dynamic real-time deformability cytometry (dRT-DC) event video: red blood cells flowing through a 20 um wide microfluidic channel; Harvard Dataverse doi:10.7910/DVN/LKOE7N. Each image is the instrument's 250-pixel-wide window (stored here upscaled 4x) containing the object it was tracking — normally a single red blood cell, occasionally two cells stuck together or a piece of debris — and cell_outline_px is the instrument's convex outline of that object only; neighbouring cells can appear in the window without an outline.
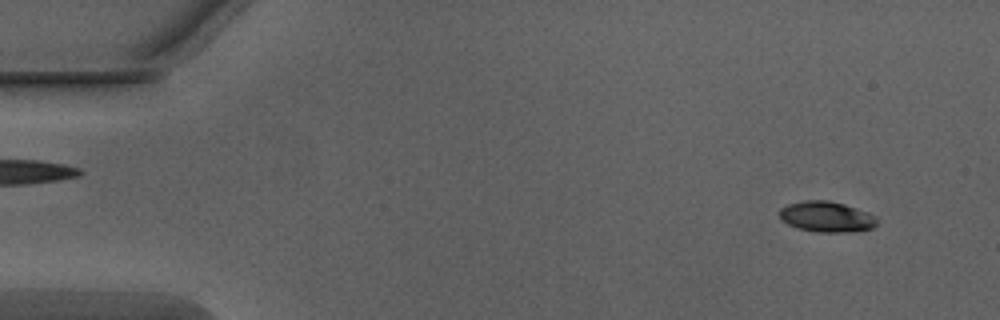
{"species": "Egyptian fruit bat (a non-hibernating species)", "species_latin": "Rousettus aegyptiacus", "temperature_condition": "warm", "stored_images_in_passage": 51, "camera_frame_rate_fps": 3000, "um_per_image_px": 0.085, "animal": {"sex": "male"}, "frame": {"image": 1, "passage_image": 4, "time_ms": 1.0, "image_size_px": [1000, 320], "cell_outline_px": [[876, 224], [872, 228], [848, 232], [820, 232], [800, 228], [788, 224], [780, 220], [780, 208], [788, 204], [804, 200], [828, 200], [844, 204], [868, 212], [876, 216]], "centroid_in_image_um": [70.25, 18.41], "position_along_channel_um": 14.8, "area_um2": 17.28}}
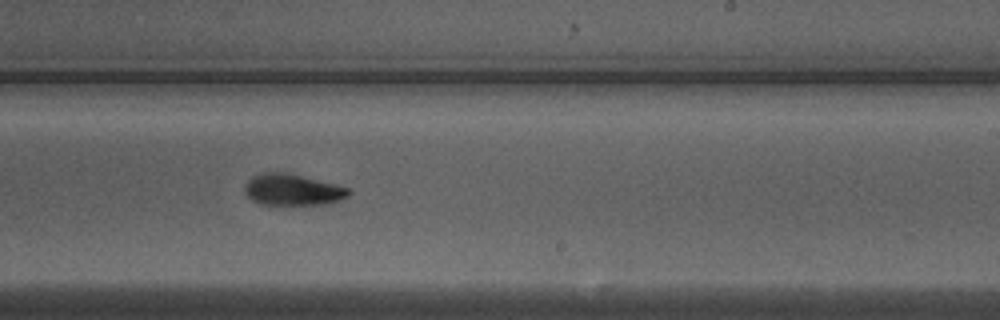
{"frame": {"image": 2, "passage_image": 31, "time_ms": 10.0, "image_size_px": [1000, 320], "cell_outline_px": [[352, 192], [348, 196], [324, 204], [260, 204], [252, 200], [244, 192], [244, 184], [252, 176], [264, 172], [288, 172], [348, 188]], "centroid_in_image_um": [24.8, 16.11], "position_along_channel_um": 264.2, "area_um2": 18.79}}
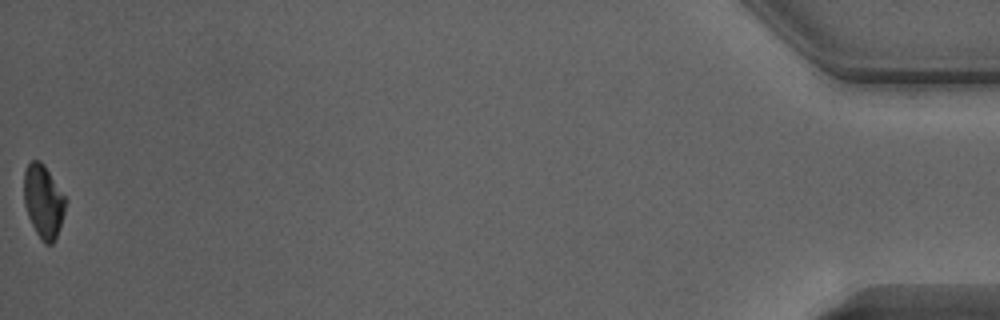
{"frame": {"image": 3, "passage_image": 51, "time_ms": 16.667, "image_size_px": [1000, 320], "cell_outline_px": [[68, 200], [60, 228], [52, 244], [44, 244], [40, 240], [28, 216], [24, 204], [24, 172], [28, 164], [32, 160], [40, 160], [44, 164]], "centroid_in_image_um": [3.7, 17.12], "position_along_channel_um": 431.5, "area_um2": 17.92}, "authors_computed_cell_mechanics": {"area_um2": 18.7272, "velocity_mm_per_s": 4.0451, "shape_relaxation_time_tau1_ms": 3.6729, "shape_relaxation_time_tau2_ms": 2.5934, "deformation_change_tau1": 0.1381, "deformation_change_tau2": 0.0798}}